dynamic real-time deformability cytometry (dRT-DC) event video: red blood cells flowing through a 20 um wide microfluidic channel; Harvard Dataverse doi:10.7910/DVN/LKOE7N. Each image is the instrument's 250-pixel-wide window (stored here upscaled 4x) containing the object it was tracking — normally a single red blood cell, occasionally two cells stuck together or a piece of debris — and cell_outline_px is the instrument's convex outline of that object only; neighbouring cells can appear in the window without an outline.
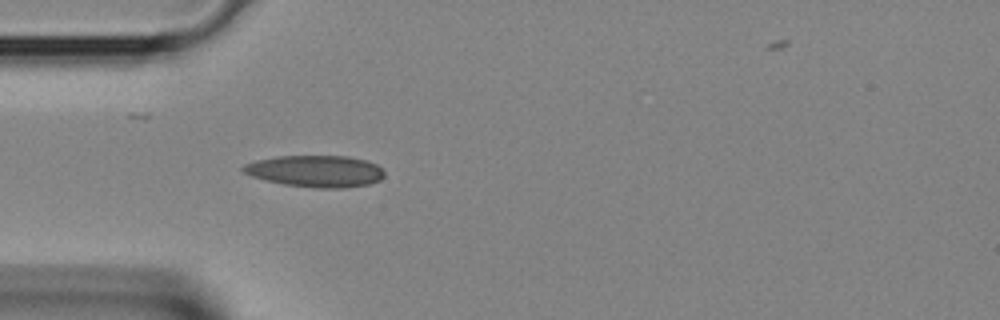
{"species": "Egyptian fruit bat (a non-hibernating species)", "species_latin": "Rousettus aegyptiacus", "temperature_condition": "room temperature", "stored_images_in_passage": 27, "camera_frame_rate_fps": 3000, "um_per_image_px": 0.085, "animal": {"sex": "female"}, "frame": {"image": 1, "passage_image": 1, "time_ms": 0.0, "image_size_px": [1000, 320], "cell_outline_px": [[384, 176], [380, 180], [368, 184], [344, 188], [316, 188], [284, 184], [252, 176], [244, 172], [240, 168], [244, 164], [256, 160], [276, 156], [348, 156], [368, 160], [384, 168]], "centroid_in_image_um": [26.86, 14.54], "position_along_channel_um": 58.1, "area_um2": 26.18}}
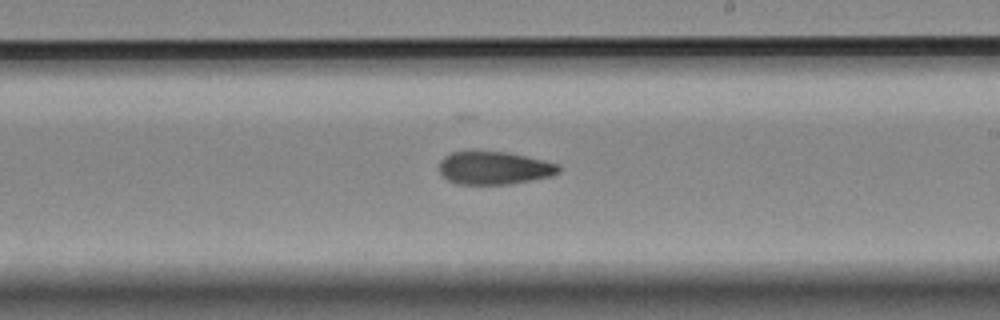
{"frame": {"image": 2, "passage_image": 12, "time_ms": 3.667, "image_size_px": [1000, 320], "cell_outline_px": [[560, 172], [552, 176], [512, 184], [456, 184], [440, 176], [440, 160], [444, 156], [452, 152], [472, 148], [476, 148], [504, 152], [544, 160], [560, 164]], "centroid_in_image_um": [41.96, 14.24], "position_along_channel_um": 247.0, "area_um2": 23.76}}
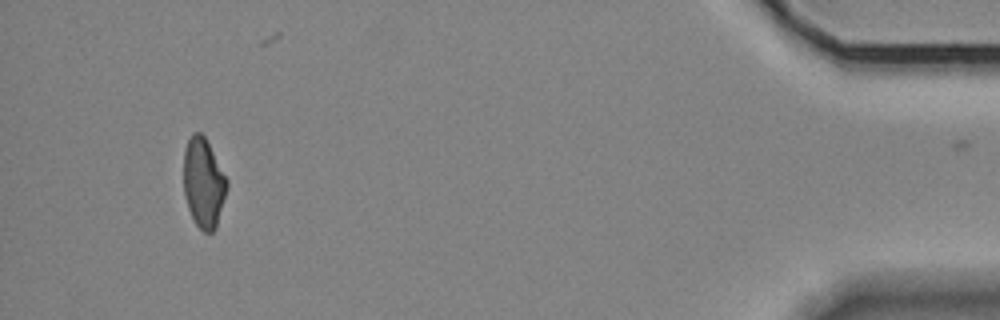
{"frame": {"image": 3, "passage_image": 26, "time_ms": 8.333, "image_size_px": [1000, 320], "cell_outline_px": [[228, 184], [216, 228], [212, 232], [204, 232], [196, 224], [188, 208], [184, 192], [184, 152], [188, 140], [192, 132], [200, 132], [204, 136], [228, 180]], "centroid_in_image_um": [17.29, 15.54], "position_along_channel_um": 417.9, "area_um2": 22.31}}